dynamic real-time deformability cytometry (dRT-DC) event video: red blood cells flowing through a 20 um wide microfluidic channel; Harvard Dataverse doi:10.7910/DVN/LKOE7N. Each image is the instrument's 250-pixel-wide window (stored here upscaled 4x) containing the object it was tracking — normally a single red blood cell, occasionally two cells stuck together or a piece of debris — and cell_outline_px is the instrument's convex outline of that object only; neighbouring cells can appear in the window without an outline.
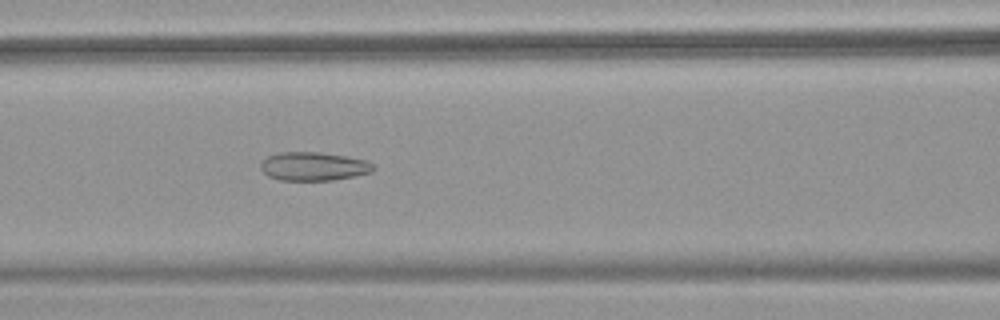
{"species": "common noctule bat (a hibernating species)", "species_latin": "Nyctalus noctula", "temperature_condition": "warm", "stored_images_in_passage": 51, "camera_frame_rate_fps": 3000, "um_per_image_px": 0.085, "animal": {"sex": "female", "body_mass_g": 18.4}, "frame": {"image": 1, "passage_image": 22, "time_ms": 7.0, "image_size_px": [1000, 320], "cell_outline_px": [[376, 168], [372, 172], [332, 180], [280, 180], [268, 176], [260, 168], [260, 164], [268, 156], [280, 152], [320, 152], [368, 160]], "centroid_in_image_um": [26.66, 14.13], "position_along_channel_um": 139.9, "area_um2": 18.67}, "authors_computed_cell_mechanics": {"area_um2": 22.4264, "velocity_mm_per_s": 3.9005, "shape_relaxation_time_tau1_ms": null, "shape_relaxation_time_tau2_ms": 2.0199, "deformation_change_tau1": null, "deformation_change_tau2": 0.0893}}